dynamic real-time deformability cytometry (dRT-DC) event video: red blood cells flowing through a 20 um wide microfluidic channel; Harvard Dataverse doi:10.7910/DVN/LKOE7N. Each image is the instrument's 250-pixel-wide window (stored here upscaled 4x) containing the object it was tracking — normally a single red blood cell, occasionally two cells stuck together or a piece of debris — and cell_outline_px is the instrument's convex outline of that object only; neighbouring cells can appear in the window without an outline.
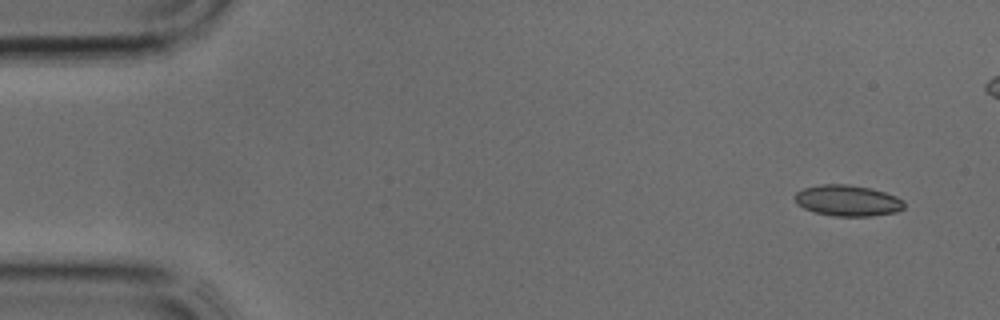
{"species": "common noctule bat (a hibernating species)", "species_latin": "Nyctalus noctula", "temperature_condition": "cold", "stored_images_in_passage": 38, "camera_frame_rate_fps": 3000, "um_per_image_px": 0.085, "animal": {"sex": "male", "body_mass_g": 17.9, "forearm_length_mm": 54.2}, "frame": {"image": 1, "passage_image": 1, "time_ms": 0.0, "image_size_px": [1000, 320], "cell_outline_px": [[904, 208], [896, 212], [872, 216], [832, 216], [816, 212], [804, 208], [796, 204], [792, 196], [796, 192], [804, 188], [824, 184], [848, 184], [872, 188], [896, 196], [904, 200]], "centroid_in_image_um": [72.04, 17.05], "position_along_channel_um": 13.0, "area_um2": 19.94}}
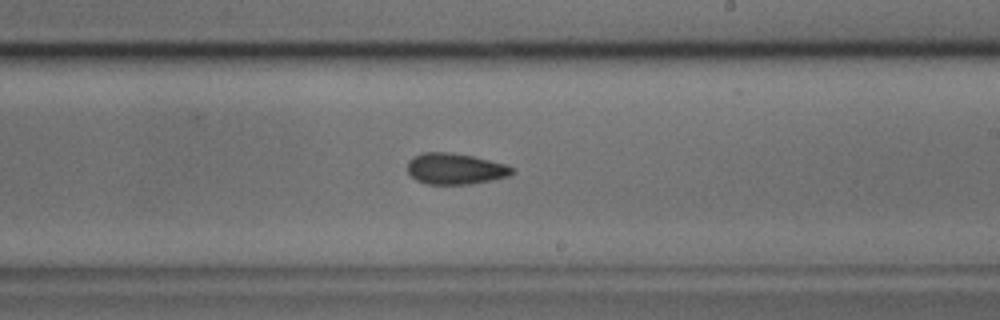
{"frame": {"image": 2, "passage_image": 21, "time_ms": 6.667, "image_size_px": [1000, 320], "cell_outline_px": [[516, 172], [508, 176], [468, 184], [428, 184], [416, 180], [408, 172], [408, 160], [412, 156], [420, 152], [452, 152], [472, 156], [504, 164], [516, 168]], "centroid_in_image_um": [38.67, 14.33], "position_along_channel_um": 250.3, "area_um2": 18.96}}
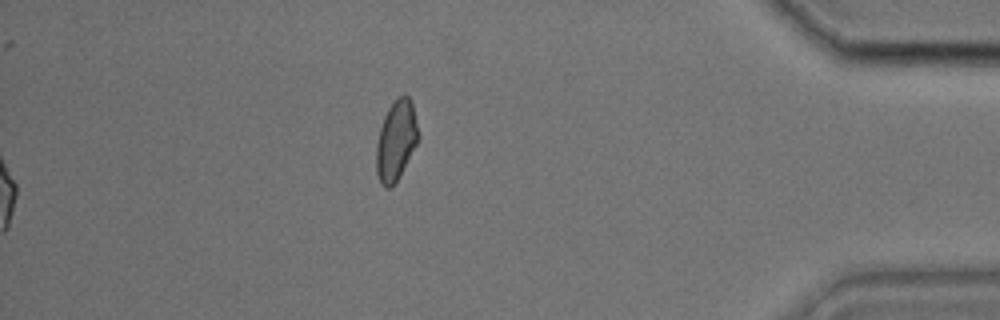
{"frame": {"image": 3, "passage_image": 38, "time_ms": 12.333, "image_size_px": [1000, 320], "cell_outline_px": [[420, 136], [400, 176], [392, 188], [384, 188], [380, 184], [376, 172], [376, 144], [380, 128], [384, 116], [388, 108], [404, 92], [412, 100]], "centroid_in_image_um": [33.67, 11.96], "position_along_channel_um": 401.5, "area_um2": 19.83}}